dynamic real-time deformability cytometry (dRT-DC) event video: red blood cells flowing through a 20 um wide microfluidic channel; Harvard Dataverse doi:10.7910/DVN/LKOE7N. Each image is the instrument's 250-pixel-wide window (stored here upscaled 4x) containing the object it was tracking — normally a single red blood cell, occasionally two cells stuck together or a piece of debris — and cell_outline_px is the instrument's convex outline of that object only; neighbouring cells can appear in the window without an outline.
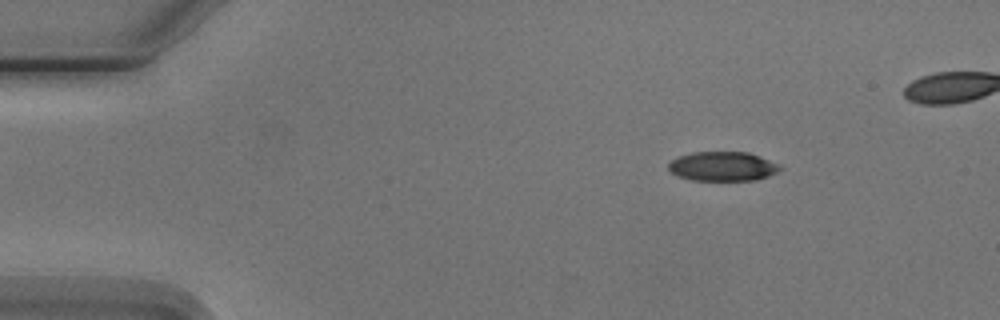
{"species": "Egyptian fruit bat (a non-hibernating species)", "species_latin": "Rousettus aegyptiacus", "temperature_condition": "cold", "stored_images_in_passage": 5, "camera_frame_rate_fps": 3000, "um_per_image_px": 0.085, "animal": {"sex": "male"}, "frame": {"image": 1, "passage_image": 2, "time_ms": 1.333, "image_size_px": [1000, 320], "cell_outline_px": [[784, 168], [768, 176], [756, 180], [692, 180], [676, 176], [668, 172], [668, 164], [676, 156], [692, 152], [748, 152], [760, 156], [780, 164]], "centroid_in_image_um": [61.4, 14.14], "position_along_channel_um": 23.6, "area_um2": 19.36}}